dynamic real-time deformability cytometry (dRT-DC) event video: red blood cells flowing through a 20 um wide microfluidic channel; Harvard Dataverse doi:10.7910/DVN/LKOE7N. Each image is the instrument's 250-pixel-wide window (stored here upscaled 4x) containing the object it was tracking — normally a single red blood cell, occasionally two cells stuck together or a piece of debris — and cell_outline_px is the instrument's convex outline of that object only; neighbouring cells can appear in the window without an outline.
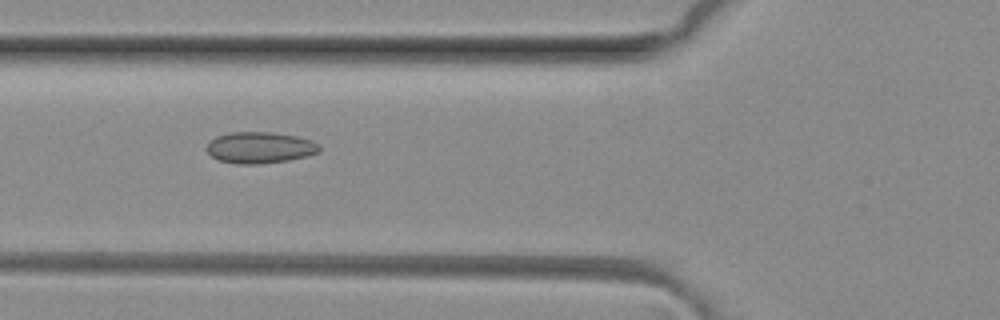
{"species": "common noctule bat (a hibernating species)", "species_latin": "Nyctalus noctula", "temperature_condition": "room temperature", "stored_images_in_passage": 3, "camera_frame_rate_fps": 3000, "um_per_image_px": 0.085, "animal": {"sex": "female", "body_mass_g": 29.2, "forearm_length_mm": 56.3}, "frame": {"image": 1, "passage_image": 2, "time_ms": 0.333, "image_size_px": [1000, 320], "cell_outline_px": [[320, 152], [308, 156], [288, 160], [260, 164], [236, 164], [216, 160], [208, 152], [208, 144], [216, 136], [232, 132], [272, 132], [296, 136], [312, 140], [320, 148]], "centroid_in_image_um": [22.1, 12.55], "position_along_channel_um": 103.7, "area_um2": 20.58}}
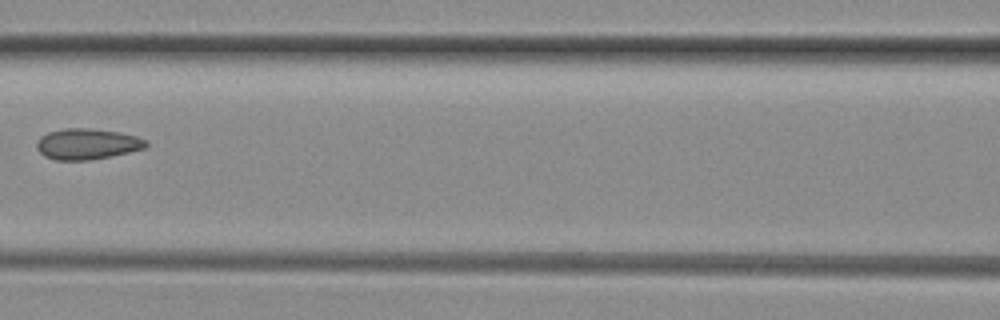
{"frame": {"image": 2, "passage_image": 3, "time_ms": 0.667, "image_size_px": [1000, 320], "cell_outline_px": [[148, 144], [144, 148], [112, 156], [92, 160], [56, 160], [44, 156], [36, 148], [36, 140], [40, 136], [48, 132], [64, 128], [88, 128], [120, 132], [136, 136], [148, 140]], "centroid_in_image_um": [7.39, 12.24], "position_along_channel_um": 159.2, "area_um2": 19.83}}